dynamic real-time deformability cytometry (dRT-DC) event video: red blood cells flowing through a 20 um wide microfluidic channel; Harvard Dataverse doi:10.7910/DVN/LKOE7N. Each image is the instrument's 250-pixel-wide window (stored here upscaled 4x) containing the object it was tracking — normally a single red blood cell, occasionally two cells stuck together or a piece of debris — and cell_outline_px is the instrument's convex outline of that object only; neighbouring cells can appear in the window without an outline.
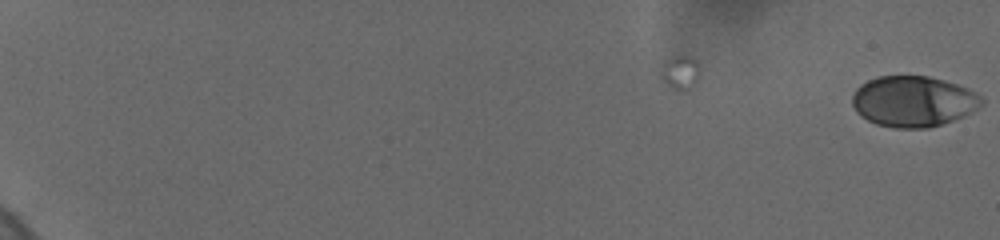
{"species": "human", "species_latin": "Homo sapiens", "temperature_condition": "cold", "stored_images_in_passage": 73, "camera_frame_rate_fps": 3000, "um_per_image_px": 0.085, "donor": {"sex": "female"}, "frame": {"image": 1, "passage_image": 1, "time_ms": 0.0, "image_size_px": [1000, 240], "cell_outline_px": [[984, 100], [976, 108], [964, 116], [928, 128], [896, 128], [876, 124], [868, 120], [852, 104], [852, 96], [856, 88], [860, 84], [876, 76], [928, 76], [956, 84], [968, 88], [980, 96]], "centroid_in_image_um": [77.61, 8.6], "position_along_channel_um": 7.4, "area_um2": 37.86}}
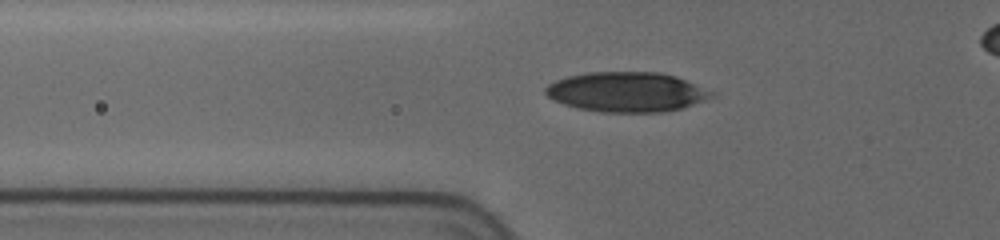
{"frame": {"image": 2, "passage_image": 44, "time_ms": 8.0, "image_size_px": [1000, 240], "cell_outline_px": [[712, 96], [692, 104], [680, 108], [664, 112], [600, 112], [580, 108], [564, 104], [548, 96], [544, 92], [544, 88], [548, 84], [556, 80], [568, 76], [588, 72], [660, 72], [676, 76], [712, 92]], "centroid_in_image_um": [53.21, 7.81], "position_along_channel_um": 72.6, "area_um2": 38.03}}
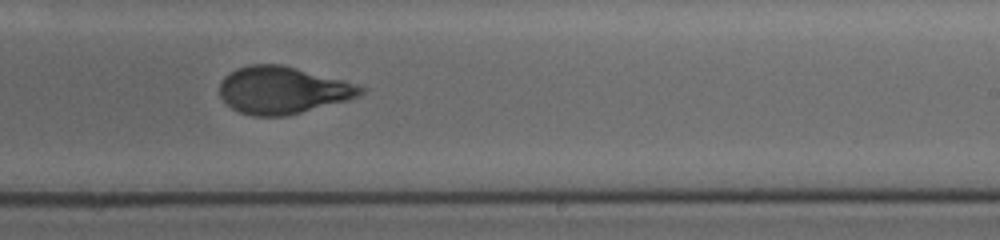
{"frame": {"image": 3, "passage_image": 72, "time_ms": 13.333, "image_size_px": [1000, 240], "cell_outline_px": [[364, 92], [348, 100], [284, 116], [252, 116], [240, 112], [232, 108], [220, 96], [220, 80], [224, 76], [236, 68], [248, 64], [280, 64], [340, 80], [364, 88]], "centroid_in_image_um": [23.94, 7.66], "position_along_channel_um": 265.1, "area_um2": 38.15}}